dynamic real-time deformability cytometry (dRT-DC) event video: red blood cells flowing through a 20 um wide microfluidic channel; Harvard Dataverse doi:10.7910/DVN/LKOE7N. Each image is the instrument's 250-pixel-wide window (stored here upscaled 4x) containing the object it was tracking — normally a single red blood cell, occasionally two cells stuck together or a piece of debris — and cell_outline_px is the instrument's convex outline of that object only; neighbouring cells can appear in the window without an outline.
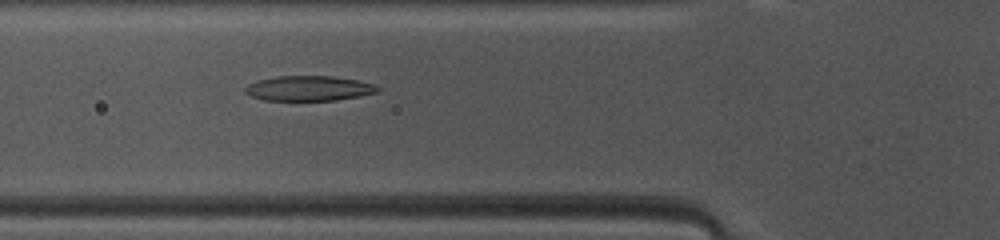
{"species": "common noctule bat (a hibernating species)", "species_latin": "Nyctalus noctula", "temperature_condition": "warm", "stored_images_in_passage": 37, "camera_frame_rate_fps": 3000, "um_per_image_px": 0.085, "animal": {"sex": "female", "body_mass_g": 10.0, "forearm_length_mm": 53.1}, "frame": {"image": 1, "passage_image": 5, "time_ms": 1.333, "image_size_px": [1000, 240], "cell_outline_px": [[380, 92], [360, 96], [336, 100], [264, 100], [252, 96], [244, 92], [244, 88], [248, 84], [260, 80], [276, 76], [332, 76], [360, 80], [372, 84], [380, 88]], "centroid_in_image_um": [26.28, 7.51], "position_along_channel_um": 99.5, "area_um2": 19.31}}
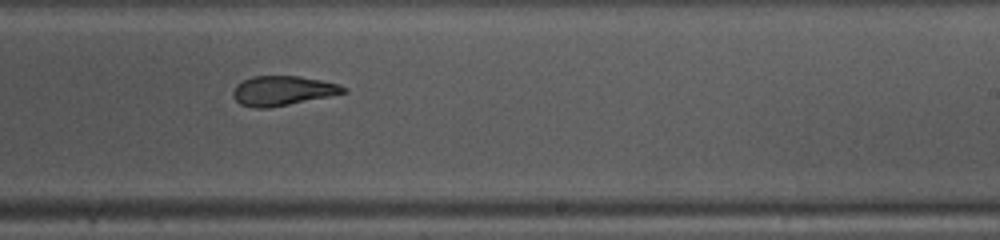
{"frame": {"image": 2, "passage_image": 17, "time_ms": 5.333, "image_size_px": [1000, 240], "cell_outline_px": [[348, 92], [268, 108], [256, 108], [240, 104], [232, 96], [232, 92], [236, 84], [252, 76], [300, 76], [340, 84], [348, 88]], "centroid_in_image_um": [24.02, 7.7], "position_along_channel_um": 265.0, "area_um2": 18.96}}
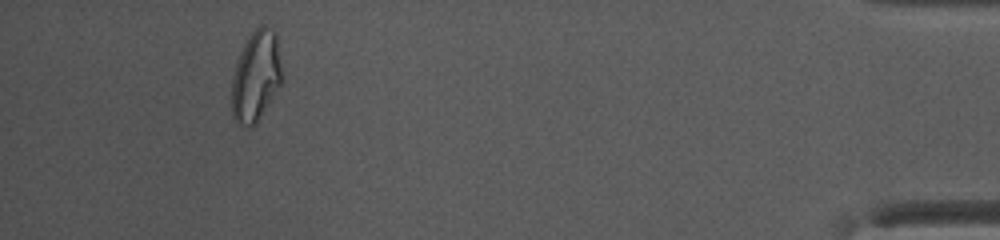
{"frame": {"image": 3, "passage_image": 33, "time_ms": 10.667, "image_size_px": [1000, 240], "cell_outline_px": [[280, 84], [256, 124], [240, 128], [236, 124], [232, 116], [232, 76], [240, 52], [248, 36], [260, 24], [264, 24], [272, 28], [276, 32], [280, 64]], "centroid_in_image_um": [21.72, 6.48], "position_along_channel_um": 413.5, "area_um2": 26.41}, "authors_computed_cell_mechanics": {"area_um2": 20.1722, "velocity_mm_per_s": 4.1156, "shape_relaxation_time_tau1_ms": 6.3087, "shape_relaxation_time_tau2_ms": 2.5706, "deformation_change_tau1": 0.1953, "deformation_change_tau2": 0.1029}}